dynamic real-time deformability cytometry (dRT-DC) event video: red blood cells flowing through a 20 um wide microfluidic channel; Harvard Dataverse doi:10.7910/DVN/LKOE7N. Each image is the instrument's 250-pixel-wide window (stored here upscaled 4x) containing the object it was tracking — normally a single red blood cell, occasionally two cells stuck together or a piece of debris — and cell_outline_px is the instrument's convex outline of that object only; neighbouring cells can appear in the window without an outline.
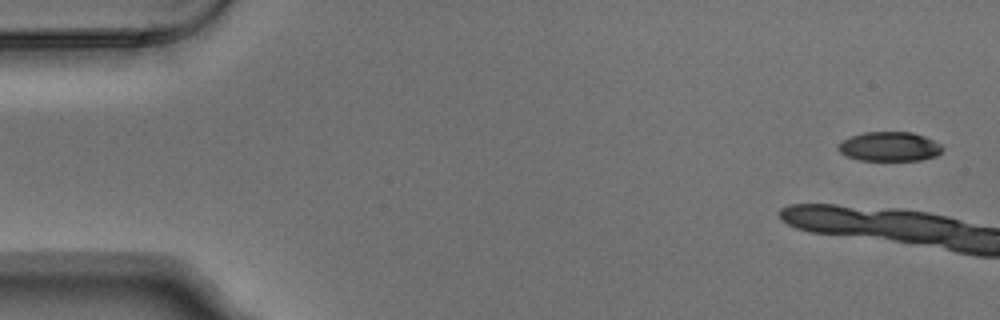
{"species": "Egyptian fruit bat (a non-hibernating species)", "species_latin": "Rousettus aegyptiacus", "temperature_condition": "warm", "stored_images_in_passage": 6, "camera_frame_rate_fps": 3000, "um_per_image_px": 0.085, "animal": {"sex": "male"}, "frame": {"image": 1, "passage_image": 1, "time_ms": 0.0, "image_size_px": [1000, 320], "cell_outline_px": [[944, 148], [936, 156], [920, 160], [860, 160], [848, 156], [840, 152], [836, 148], [836, 144], [852, 136], [864, 132], [912, 132], [924, 136], [940, 144]], "centroid_in_image_um": [75.59, 12.45], "position_along_channel_um": 9.4, "area_um2": 17.74}}
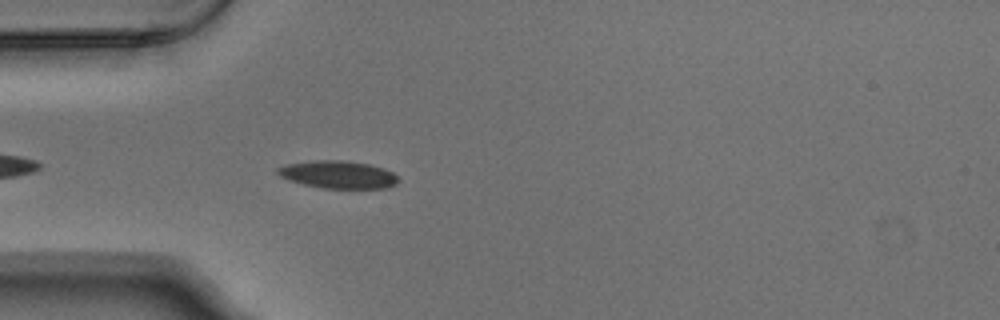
{"frame": {"image": 2, "passage_image": 6, "time_ms": 1.667, "image_size_px": [1000, 320], "cell_outline_px": [[400, 180], [396, 184], [388, 188], [324, 188], [304, 184], [280, 176], [276, 172], [276, 168], [288, 164], [312, 160], [340, 160], [368, 164], [384, 168], [392, 172]], "centroid_in_image_um": [28.76, 14.83], "position_along_channel_um": 56.2, "area_um2": 19.25}}